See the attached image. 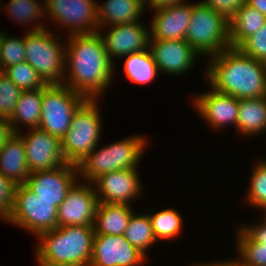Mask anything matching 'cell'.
<instances>
[{
	"instance_id": "7c38bea8",
	"label": "cell",
	"mask_w": 266,
	"mask_h": 266,
	"mask_svg": "<svg viewBox=\"0 0 266 266\" xmlns=\"http://www.w3.org/2000/svg\"><path fill=\"white\" fill-rule=\"evenodd\" d=\"M85 183L76 182L59 205L57 227L94 226L99 201L92 183Z\"/></svg>"
},
{
	"instance_id": "cb8c5ba5",
	"label": "cell",
	"mask_w": 266,
	"mask_h": 266,
	"mask_svg": "<svg viewBox=\"0 0 266 266\" xmlns=\"http://www.w3.org/2000/svg\"><path fill=\"white\" fill-rule=\"evenodd\" d=\"M42 95L43 88L22 91L16 102L14 113L8 119L13 133L20 132L19 124H25V127H30V129L38 128L41 118Z\"/></svg>"
},
{
	"instance_id": "836d02e7",
	"label": "cell",
	"mask_w": 266,
	"mask_h": 266,
	"mask_svg": "<svg viewBox=\"0 0 266 266\" xmlns=\"http://www.w3.org/2000/svg\"><path fill=\"white\" fill-rule=\"evenodd\" d=\"M22 90L3 72H0V117L9 119L14 113Z\"/></svg>"
},
{
	"instance_id": "d4e9b609",
	"label": "cell",
	"mask_w": 266,
	"mask_h": 266,
	"mask_svg": "<svg viewBox=\"0 0 266 266\" xmlns=\"http://www.w3.org/2000/svg\"><path fill=\"white\" fill-rule=\"evenodd\" d=\"M236 130L242 134L258 135L266 130V96L255 99H239Z\"/></svg>"
},
{
	"instance_id": "8fae6325",
	"label": "cell",
	"mask_w": 266,
	"mask_h": 266,
	"mask_svg": "<svg viewBox=\"0 0 266 266\" xmlns=\"http://www.w3.org/2000/svg\"><path fill=\"white\" fill-rule=\"evenodd\" d=\"M77 174V165L65 163L51 170L30 172L24 185L40 199L54 202L58 208L78 182Z\"/></svg>"
},
{
	"instance_id": "f35d334b",
	"label": "cell",
	"mask_w": 266,
	"mask_h": 266,
	"mask_svg": "<svg viewBox=\"0 0 266 266\" xmlns=\"http://www.w3.org/2000/svg\"><path fill=\"white\" fill-rule=\"evenodd\" d=\"M185 0H144L145 8L146 6L151 7L153 10L161 9L164 7L174 6L184 3ZM148 4V5H147Z\"/></svg>"
},
{
	"instance_id": "8d00e7d4",
	"label": "cell",
	"mask_w": 266,
	"mask_h": 266,
	"mask_svg": "<svg viewBox=\"0 0 266 266\" xmlns=\"http://www.w3.org/2000/svg\"><path fill=\"white\" fill-rule=\"evenodd\" d=\"M201 2L230 20L246 3V0H203Z\"/></svg>"
},
{
	"instance_id": "60d3db41",
	"label": "cell",
	"mask_w": 266,
	"mask_h": 266,
	"mask_svg": "<svg viewBox=\"0 0 266 266\" xmlns=\"http://www.w3.org/2000/svg\"><path fill=\"white\" fill-rule=\"evenodd\" d=\"M220 261V262H219ZM218 262H209V263H201L199 265H194V266H243L240 258L238 257L237 259L233 260H227V261H222L219 260Z\"/></svg>"
},
{
	"instance_id": "3957f363",
	"label": "cell",
	"mask_w": 266,
	"mask_h": 266,
	"mask_svg": "<svg viewBox=\"0 0 266 266\" xmlns=\"http://www.w3.org/2000/svg\"><path fill=\"white\" fill-rule=\"evenodd\" d=\"M94 226H62L41 232L37 239L39 266H89L92 258Z\"/></svg>"
},
{
	"instance_id": "b9f144b4",
	"label": "cell",
	"mask_w": 266,
	"mask_h": 266,
	"mask_svg": "<svg viewBox=\"0 0 266 266\" xmlns=\"http://www.w3.org/2000/svg\"><path fill=\"white\" fill-rule=\"evenodd\" d=\"M246 3L266 16V0H246Z\"/></svg>"
},
{
	"instance_id": "e575fe53",
	"label": "cell",
	"mask_w": 266,
	"mask_h": 266,
	"mask_svg": "<svg viewBox=\"0 0 266 266\" xmlns=\"http://www.w3.org/2000/svg\"><path fill=\"white\" fill-rule=\"evenodd\" d=\"M238 48L249 57L266 63V23Z\"/></svg>"
},
{
	"instance_id": "ac0fdd59",
	"label": "cell",
	"mask_w": 266,
	"mask_h": 266,
	"mask_svg": "<svg viewBox=\"0 0 266 266\" xmlns=\"http://www.w3.org/2000/svg\"><path fill=\"white\" fill-rule=\"evenodd\" d=\"M194 4L189 2L155 10L150 39L185 40Z\"/></svg>"
},
{
	"instance_id": "9a60e30c",
	"label": "cell",
	"mask_w": 266,
	"mask_h": 266,
	"mask_svg": "<svg viewBox=\"0 0 266 266\" xmlns=\"http://www.w3.org/2000/svg\"><path fill=\"white\" fill-rule=\"evenodd\" d=\"M137 169H123L103 174L92 184L99 202L127 204L141 195L142 186Z\"/></svg>"
},
{
	"instance_id": "d590c367",
	"label": "cell",
	"mask_w": 266,
	"mask_h": 266,
	"mask_svg": "<svg viewBox=\"0 0 266 266\" xmlns=\"http://www.w3.org/2000/svg\"><path fill=\"white\" fill-rule=\"evenodd\" d=\"M15 186L0 173V219L7 221L13 206Z\"/></svg>"
},
{
	"instance_id": "2e32d148",
	"label": "cell",
	"mask_w": 266,
	"mask_h": 266,
	"mask_svg": "<svg viewBox=\"0 0 266 266\" xmlns=\"http://www.w3.org/2000/svg\"><path fill=\"white\" fill-rule=\"evenodd\" d=\"M149 48L159 71L173 76L192 69L199 55L186 40L150 39Z\"/></svg>"
},
{
	"instance_id": "8992f818",
	"label": "cell",
	"mask_w": 266,
	"mask_h": 266,
	"mask_svg": "<svg viewBox=\"0 0 266 266\" xmlns=\"http://www.w3.org/2000/svg\"><path fill=\"white\" fill-rule=\"evenodd\" d=\"M97 99H87L71 119V125L61 139V149L67 163L77 165L99 143L101 117Z\"/></svg>"
},
{
	"instance_id": "4dcf8cb0",
	"label": "cell",
	"mask_w": 266,
	"mask_h": 266,
	"mask_svg": "<svg viewBox=\"0 0 266 266\" xmlns=\"http://www.w3.org/2000/svg\"><path fill=\"white\" fill-rule=\"evenodd\" d=\"M7 34L0 33V70L23 62L26 59L24 37H7Z\"/></svg>"
},
{
	"instance_id": "83f0119b",
	"label": "cell",
	"mask_w": 266,
	"mask_h": 266,
	"mask_svg": "<svg viewBox=\"0 0 266 266\" xmlns=\"http://www.w3.org/2000/svg\"><path fill=\"white\" fill-rule=\"evenodd\" d=\"M156 239H171L181 234L182 218L178 211L168 208L148 214Z\"/></svg>"
},
{
	"instance_id": "74e56055",
	"label": "cell",
	"mask_w": 266,
	"mask_h": 266,
	"mask_svg": "<svg viewBox=\"0 0 266 266\" xmlns=\"http://www.w3.org/2000/svg\"><path fill=\"white\" fill-rule=\"evenodd\" d=\"M264 220L260 224L242 226L241 229L256 242H261L266 246V213H264Z\"/></svg>"
},
{
	"instance_id": "4fadbf2b",
	"label": "cell",
	"mask_w": 266,
	"mask_h": 266,
	"mask_svg": "<svg viewBox=\"0 0 266 266\" xmlns=\"http://www.w3.org/2000/svg\"><path fill=\"white\" fill-rule=\"evenodd\" d=\"M30 131V132H29ZM22 137L29 171L51 170L67 163L64 159L61 140L39 128L30 129Z\"/></svg>"
},
{
	"instance_id": "603a6c76",
	"label": "cell",
	"mask_w": 266,
	"mask_h": 266,
	"mask_svg": "<svg viewBox=\"0 0 266 266\" xmlns=\"http://www.w3.org/2000/svg\"><path fill=\"white\" fill-rule=\"evenodd\" d=\"M266 23V16L245 3L229 20L230 46L238 48Z\"/></svg>"
},
{
	"instance_id": "9c48e42d",
	"label": "cell",
	"mask_w": 266,
	"mask_h": 266,
	"mask_svg": "<svg viewBox=\"0 0 266 266\" xmlns=\"http://www.w3.org/2000/svg\"><path fill=\"white\" fill-rule=\"evenodd\" d=\"M58 208L40 199L24 184L14 189L13 206L7 222L39 235L57 227Z\"/></svg>"
},
{
	"instance_id": "7a4b0ae2",
	"label": "cell",
	"mask_w": 266,
	"mask_h": 266,
	"mask_svg": "<svg viewBox=\"0 0 266 266\" xmlns=\"http://www.w3.org/2000/svg\"><path fill=\"white\" fill-rule=\"evenodd\" d=\"M206 79L210 88L237 99L266 96V63L229 47L209 57Z\"/></svg>"
},
{
	"instance_id": "7402d4cb",
	"label": "cell",
	"mask_w": 266,
	"mask_h": 266,
	"mask_svg": "<svg viewBox=\"0 0 266 266\" xmlns=\"http://www.w3.org/2000/svg\"><path fill=\"white\" fill-rule=\"evenodd\" d=\"M133 210L127 204L99 202L95 221V234L124 235Z\"/></svg>"
},
{
	"instance_id": "f546056e",
	"label": "cell",
	"mask_w": 266,
	"mask_h": 266,
	"mask_svg": "<svg viewBox=\"0 0 266 266\" xmlns=\"http://www.w3.org/2000/svg\"><path fill=\"white\" fill-rule=\"evenodd\" d=\"M3 73L22 91L37 90L47 85L36 70L25 61L6 68Z\"/></svg>"
},
{
	"instance_id": "7bdbcfd3",
	"label": "cell",
	"mask_w": 266,
	"mask_h": 266,
	"mask_svg": "<svg viewBox=\"0 0 266 266\" xmlns=\"http://www.w3.org/2000/svg\"><path fill=\"white\" fill-rule=\"evenodd\" d=\"M260 162H262L263 164H266V159H264L263 161H260Z\"/></svg>"
},
{
	"instance_id": "5b68a950",
	"label": "cell",
	"mask_w": 266,
	"mask_h": 266,
	"mask_svg": "<svg viewBox=\"0 0 266 266\" xmlns=\"http://www.w3.org/2000/svg\"><path fill=\"white\" fill-rule=\"evenodd\" d=\"M146 142L141 135H135L97 150L95 147L77 164L78 175L85 178V182L92 183L99 176L112 171L137 169L147 147Z\"/></svg>"
},
{
	"instance_id": "5bb4252c",
	"label": "cell",
	"mask_w": 266,
	"mask_h": 266,
	"mask_svg": "<svg viewBox=\"0 0 266 266\" xmlns=\"http://www.w3.org/2000/svg\"><path fill=\"white\" fill-rule=\"evenodd\" d=\"M145 258L124 235L95 234L89 266H140Z\"/></svg>"
},
{
	"instance_id": "6da1fadb",
	"label": "cell",
	"mask_w": 266,
	"mask_h": 266,
	"mask_svg": "<svg viewBox=\"0 0 266 266\" xmlns=\"http://www.w3.org/2000/svg\"><path fill=\"white\" fill-rule=\"evenodd\" d=\"M69 36L63 84L87 99L98 100L112 82L114 62L108 57L99 32Z\"/></svg>"
},
{
	"instance_id": "484cf974",
	"label": "cell",
	"mask_w": 266,
	"mask_h": 266,
	"mask_svg": "<svg viewBox=\"0 0 266 266\" xmlns=\"http://www.w3.org/2000/svg\"><path fill=\"white\" fill-rule=\"evenodd\" d=\"M124 57L126 58L124 72L132 82L140 85L148 84L158 75L159 69L149 48Z\"/></svg>"
},
{
	"instance_id": "277c9868",
	"label": "cell",
	"mask_w": 266,
	"mask_h": 266,
	"mask_svg": "<svg viewBox=\"0 0 266 266\" xmlns=\"http://www.w3.org/2000/svg\"><path fill=\"white\" fill-rule=\"evenodd\" d=\"M34 26L24 36L25 62L36 70L46 84H63L66 44L46 29L44 23Z\"/></svg>"
},
{
	"instance_id": "30bf717a",
	"label": "cell",
	"mask_w": 266,
	"mask_h": 266,
	"mask_svg": "<svg viewBox=\"0 0 266 266\" xmlns=\"http://www.w3.org/2000/svg\"><path fill=\"white\" fill-rule=\"evenodd\" d=\"M94 0H45L49 18L61 27L69 28V35L99 32L97 3Z\"/></svg>"
},
{
	"instance_id": "f1b7e54d",
	"label": "cell",
	"mask_w": 266,
	"mask_h": 266,
	"mask_svg": "<svg viewBox=\"0 0 266 266\" xmlns=\"http://www.w3.org/2000/svg\"><path fill=\"white\" fill-rule=\"evenodd\" d=\"M237 251L243 266H266V246L253 241L241 228L238 231ZM239 248V249H238ZM240 255V256H239Z\"/></svg>"
},
{
	"instance_id": "52a82bcc",
	"label": "cell",
	"mask_w": 266,
	"mask_h": 266,
	"mask_svg": "<svg viewBox=\"0 0 266 266\" xmlns=\"http://www.w3.org/2000/svg\"><path fill=\"white\" fill-rule=\"evenodd\" d=\"M200 55L207 57L231 47L229 20L202 2L194 4L185 39Z\"/></svg>"
},
{
	"instance_id": "44dd1931",
	"label": "cell",
	"mask_w": 266,
	"mask_h": 266,
	"mask_svg": "<svg viewBox=\"0 0 266 266\" xmlns=\"http://www.w3.org/2000/svg\"><path fill=\"white\" fill-rule=\"evenodd\" d=\"M144 7V0H106L97 4L99 27L139 22Z\"/></svg>"
},
{
	"instance_id": "d6986e66",
	"label": "cell",
	"mask_w": 266,
	"mask_h": 266,
	"mask_svg": "<svg viewBox=\"0 0 266 266\" xmlns=\"http://www.w3.org/2000/svg\"><path fill=\"white\" fill-rule=\"evenodd\" d=\"M195 109L213 128L237 125L239 99L211 88L210 92L199 94L193 101Z\"/></svg>"
},
{
	"instance_id": "d6a6232c",
	"label": "cell",
	"mask_w": 266,
	"mask_h": 266,
	"mask_svg": "<svg viewBox=\"0 0 266 266\" xmlns=\"http://www.w3.org/2000/svg\"><path fill=\"white\" fill-rule=\"evenodd\" d=\"M250 177V185L246 199L248 204L266 212V164L258 162Z\"/></svg>"
},
{
	"instance_id": "ab89813d",
	"label": "cell",
	"mask_w": 266,
	"mask_h": 266,
	"mask_svg": "<svg viewBox=\"0 0 266 266\" xmlns=\"http://www.w3.org/2000/svg\"><path fill=\"white\" fill-rule=\"evenodd\" d=\"M13 131L9 120L7 118L0 117V149L7 139L12 135Z\"/></svg>"
},
{
	"instance_id": "ffe728a7",
	"label": "cell",
	"mask_w": 266,
	"mask_h": 266,
	"mask_svg": "<svg viewBox=\"0 0 266 266\" xmlns=\"http://www.w3.org/2000/svg\"><path fill=\"white\" fill-rule=\"evenodd\" d=\"M22 137L18 133L12 135L0 149V173L14 185L25 184L30 175Z\"/></svg>"
},
{
	"instance_id": "4316f807",
	"label": "cell",
	"mask_w": 266,
	"mask_h": 266,
	"mask_svg": "<svg viewBox=\"0 0 266 266\" xmlns=\"http://www.w3.org/2000/svg\"><path fill=\"white\" fill-rule=\"evenodd\" d=\"M124 236L146 258V251L157 242L148 213L141 215L133 213Z\"/></svg>"
},
{
	"instance_id": "ba28073f",
	"label": "cell",
	"mask_w": 266,
	"mask_h": 266,
	"mask_svg": "<svg viewBox=\"0 0 266 266\" xmlns=\"http://www.w3.org/2000/svg\"><path fill=\"white\" fill-rule=\"evenodd\" d=\"M86 100L64 84H47L43 87L38 128L61 140L70 128L73 115Z\"/></svg>"
},
{
	"instance_id": "e0dca14e",
	"label": "cell",
	"mask_w": 266,
	"mask_h": 266,
	"mask_svg": "<svg viewBox=\"0 0 266 266\" xmlns=\"http://www.w3.org/2000/svg\"><path fill=\"white\" fill-rule=\"evenodd\" d=\"M105 35L101 34L108 57H123L149 48L150 33L140 22L113 25ZM147 29V30H146Z\"/></svg>"
},
{
	"instance_id": "1f68e13d",
	"label": "cell",
	"mask_w": 266,
	"mask_h": 266,
	"mask_svg": "<svg viewBox=\"0 0 266 266\" xmlns=\"http://www.w3.org/2000/svg\"><path fill=\"white\" fill-rule=\"evenodd\" d=\"M6 5V12L11 15L13 20L24 24L41 20L46 14L43 9L44 5L42 6L37 0H10Z\"/></svg>"
}]
</instances>
